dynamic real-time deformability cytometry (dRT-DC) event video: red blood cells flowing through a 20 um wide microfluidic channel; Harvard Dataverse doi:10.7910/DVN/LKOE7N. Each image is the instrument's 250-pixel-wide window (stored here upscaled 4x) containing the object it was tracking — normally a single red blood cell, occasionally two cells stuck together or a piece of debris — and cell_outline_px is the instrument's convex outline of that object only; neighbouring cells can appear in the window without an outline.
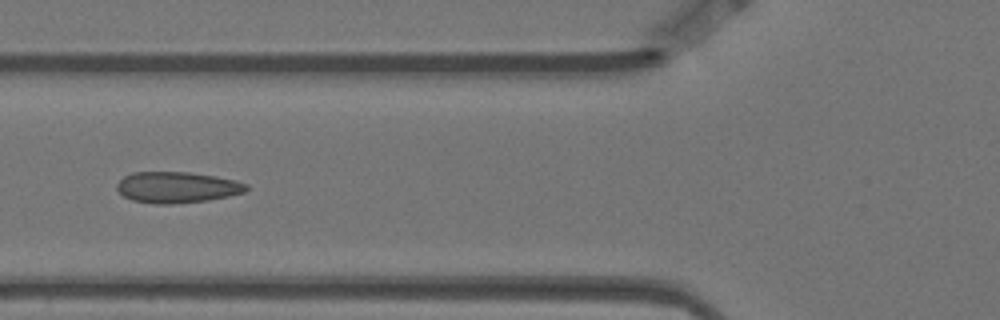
{"species": "Egyptian fruit bat (a non-hibernating species)", "species_latin": "Rousettus aegyptiacus", "temperature_condition": "warm", "stored_images_in_passage": 6, "camera_frame_rate_fps": 3000, "um_per_image_px": 0.085, "animal": {"sex": "female"}, "frame": {"image": 1, "passage_image": 6, "time_ms": 1.667, "image_size_px": [1000, 320], "cell_outline_px": [[248, 188], [244, 192], [228, 196], [208, 200], [172, 204], [156, 204], [132, 200], [124, 196], [116, 188], [116, 184], [124, 176], [132, 172], [188, 172], [216, 176], [236, 180], [248, 184]], "centroid_in_image_um": [15.04, 15.92], "position_along_channel_um": 110.8, "area_um2": 23.47}}